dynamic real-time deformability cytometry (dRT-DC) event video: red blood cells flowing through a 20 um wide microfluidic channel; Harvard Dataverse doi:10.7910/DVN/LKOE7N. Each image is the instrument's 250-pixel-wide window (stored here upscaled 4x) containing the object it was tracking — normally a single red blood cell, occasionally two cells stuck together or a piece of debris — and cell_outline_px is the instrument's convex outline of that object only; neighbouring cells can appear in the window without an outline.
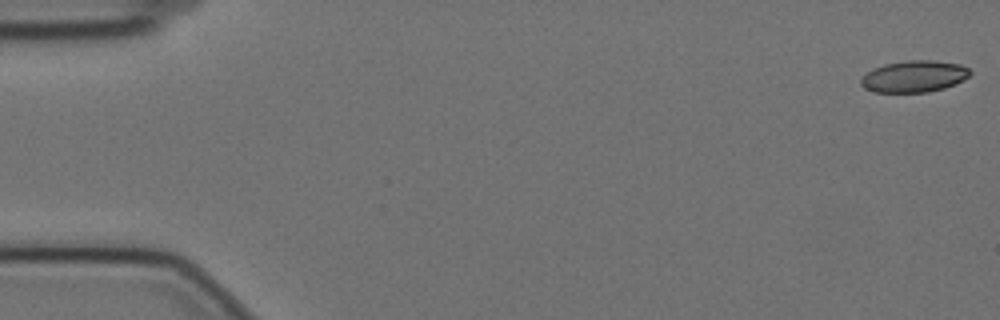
{"species": "Egyptian fruit bat (a non-hibernating species)", "species_latin": "Rousettus aegyptiacus", "temperature_condition": "cold", "stored_images_in_passage": 58, "camera_frame_rate_fps": 3000, "um_per_image_px": 0.085, "animal": {"sex": "female"}, "frame": {"image": 1, "passage_image": 1, "time_ms": 0.0, "image_size_px": [1000, 320], "cell_outline_px": [[972, 72], [968, 76], [956, 84], [944, 88], [928, 92], [876, 92], [864, 88], [860, 84], [860, 80], [872, 68], [884, 64], [908, 60], [932, 60], [960, 64], [968, 68]], "centroid_in_image_um": [77.7, 6.49], "position_along_channel_um": 7.3, "area_um2": 20.11}}
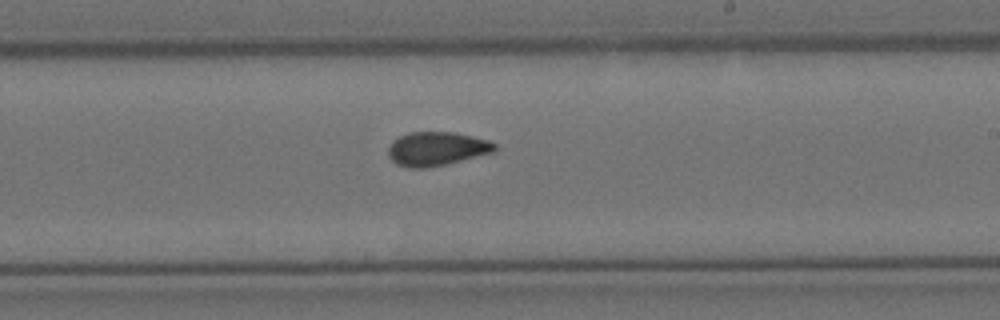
{"frame": {"image": 2, "passage_image": 34, "time_ms": 11.0, "image_size_px": [1000, 320], "cell_outline_px": [[496, 152], [444, 164], [424, 168], [408, 168], [396, 164], [388, 156], [388, 148], [392, 140], [408, 132], [452, 132], [472, 136], [488, 140], [496, 144]], "centroid_in_image_um": [37.1, 12.64], "position_along_channel_um": 251.9, "area_um2": 21.04}}
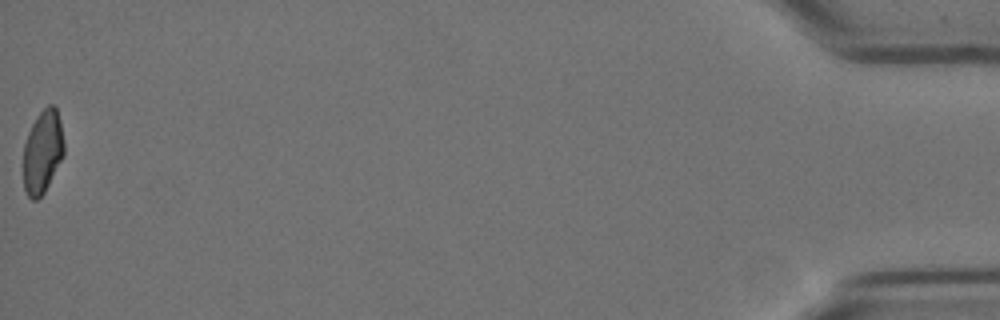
{"frame": {"image": 3, "passage_image": 58, "time_ms": 19.0, "image_size_px": [1000, 320], "cell_outline_px": [[64, 156], [44, 192], [36, 200], [32, 200], [28, 196], [24, 188], [24, 144], [28, 132], [36, 116], [48, 104], [52, 104], [56, 108], [60, 120], [64, 140]], "centroid_in_image_um": [3.63, 12.88], "position_along_channel_um": 431.6, "area_um2": 19.71}, "authors_computed_cell_mechanics": {"area_um2": 20.6924, "velocity_mm_per_s": 3.4971, "shape_relaxation_time_tau1_ms": null, "shape_relaxation_time_tau2_ms": 1.7361, "deformation_change_tau1": null, "deformation_change_tau2": 0.0604}}